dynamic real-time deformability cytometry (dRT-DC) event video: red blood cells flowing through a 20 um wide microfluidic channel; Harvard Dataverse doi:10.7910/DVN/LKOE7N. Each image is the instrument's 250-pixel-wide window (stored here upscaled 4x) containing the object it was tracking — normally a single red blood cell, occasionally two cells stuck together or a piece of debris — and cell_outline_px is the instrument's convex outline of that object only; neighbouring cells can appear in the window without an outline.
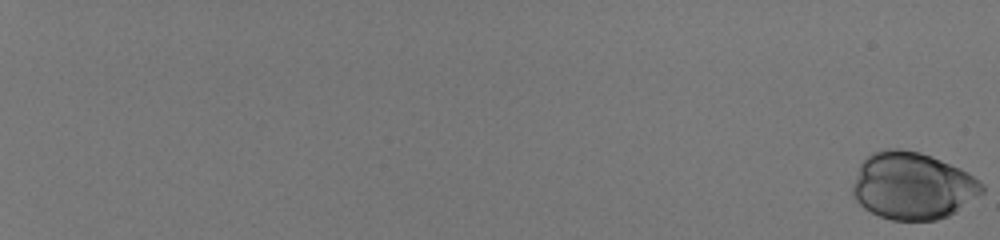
{"species": "human", "species_latin": "Homo sapiens", "temperature_condition": "room temperature", "stored_images_in_passage": 57, "camera_frame_rate_fps": 3000, "um_per_image_px": 0.085, "donor": {"sex": "male"}, "frame": {"image": 1, "passage_image": 1, "time_ms": 0.0, "image_size_px": [1000, 240], "cell_outline_px": [[984, 192], [956, 212], [948, 216], [936, 220], [892, 220], [880, 216], [864, 208], [852, 196], [852, 184], [860, 164], [872, 152], [888, 148], [900, 148], [920, 152], [932, 156], [960, 168], [968, 172], [980, 180], [984, 184]], "centroid_in_image_um": [77.58, 15.79], "position_along_channel_um": 7.4, "area_um2": 50.92}}
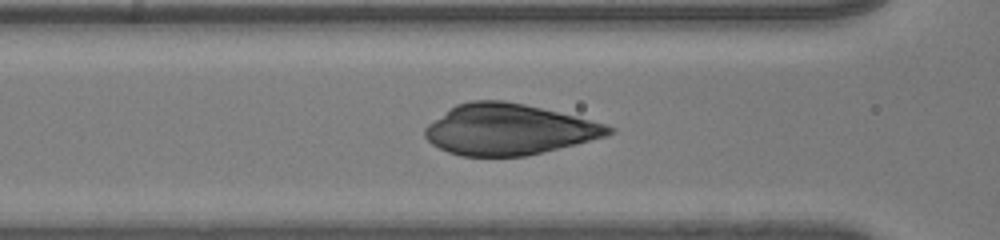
{"frame": {"image": 2, "passage_image": 33, "time_ms": 10.667, "image_size_px": [1000, 240], "cell_outline_px": [[616, 132], [608, 136], [576, 144], [524, 156], [460, 156], [448, 152], [432, 144], [424, 136], [424, 128], [428, 124], [456, 104], [472, 100], [504, 100], [524, 104], [576, 116], [608, 124], [616, 128]], "centroid_in_image_um": [43.27, 11.0], "position_along_channel_um": 123.3, "area_um2": 54.45}}
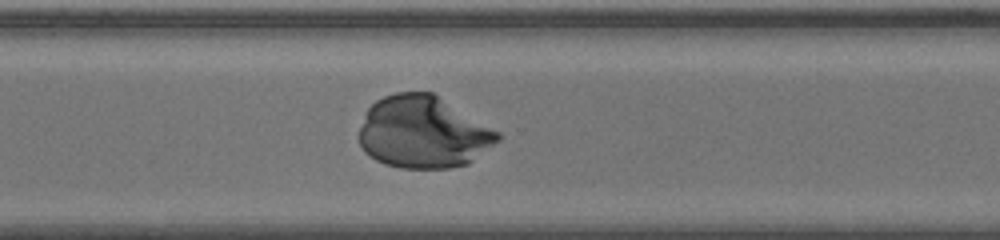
{"frame": {"image": 3, "passage_image": 49, "time_ms": 16.0, "image_size_px": [1000, 240], "cell_outline_px": [[500, 140], [468, 164], [448, 168], [400, 168], [384, 164], [368, 156], [364, 152], [360, 144], [360, 128], [364, 116], [368, 108], [376, 100], [384, 96], [396, 92], [432, 92], [500, 132]], "centroid_in_image_um": [35.96, 11.25], "position_along_channel_um": 334.6, "area_um2": 58.26}}